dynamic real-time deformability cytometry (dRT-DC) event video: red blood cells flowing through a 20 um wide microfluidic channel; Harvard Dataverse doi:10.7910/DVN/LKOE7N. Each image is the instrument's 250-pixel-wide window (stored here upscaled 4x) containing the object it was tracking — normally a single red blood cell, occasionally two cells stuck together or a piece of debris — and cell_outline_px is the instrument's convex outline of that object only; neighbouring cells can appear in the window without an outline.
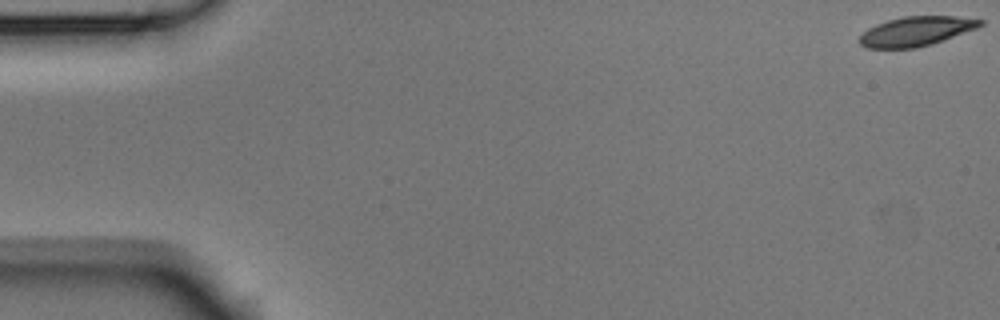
{"species": "Egyptian fruit bat (a non-hibernating species)", "species_latin": "Rousettus aegyptiacus", "temperature_condition": "room temperature", "stored_images_in_passage": 7, "camera_frame_rate_fps": 3000, "um_per_image_px": 0.085, "animal": {"sex": "male"}, "frame": {"image": 1, "passage_image": 1, "time_ms": 0.0, "image_size_px": [1000, 320], "cell_outline_px": [[984, 24], [976, 28], [932, 44], [916, 48], [868, 48], [860, 44], [856, 40], [868, 28], [876, 24], [888, 20], [904, 16], [956, 16], [984, 20]], "centroid_in_image_um": [77.85, 2.66], "position_along_channel_um": 7.2, "area_um2": 20.69}}
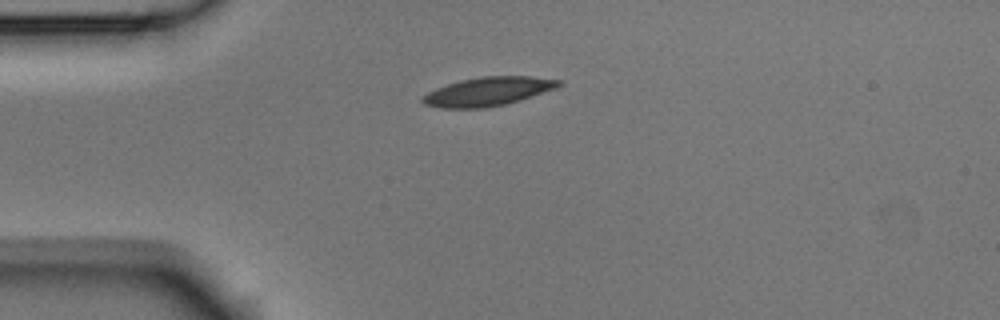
{"frame": {"image": 2, "passage_image": 5, "time_ms": 1.333, "image_size_px": [1000, 320], "cell_outline_px": [[564, 84], [556, 88], [520, 100], [504, 104], [484, 108], [440, 108], [424, 104], [420, 100], [420, 96], [436, 88], [460, 80], [480, 76], [528, 76], [564, 80]], "centroid_in_image_um": [41.47, 7.77], "position_along_channel_um": 43.5, "area_um2": 22.95}}
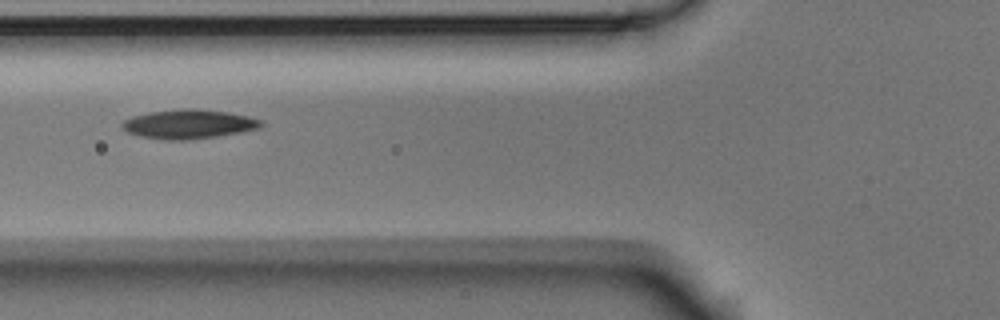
{"frame": {"image": 3, "passage_image": 7, "time_ms": 2.0, "image_size_px": [1000, 320], "cell_outline_px": [[264, 124], [260, 128], [240, 132], [216, 136], [188, 140], [164, 140], [140, 136], [128, 132], [120, 128], [120, 124], [124, 120], [132, 116], [148, 112], [180, 108], [192, 108], [228, 112], [248, 116], [264, 120]], "centroid_in_image_um": [16.02, 10.54], "position_along_channel_um": 109.8, "area_um2": 23.87}}